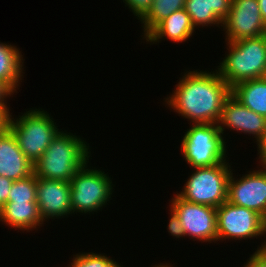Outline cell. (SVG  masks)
<instances>
[{
	"instance_id": "cell-15",
	"label": "cell",
	"mask_w": 266,
	"mask_h": 267,
	"mask_svg": "<svg viewBox=\"0 0 266 267\" xmlns=\"http://www.w3.org/2000/svg\"><path fill=\"white\" fill-rule=\"evenodd\" d=\"M233 0H186L184 9L191 18L195 29L202 26H217L222 28L227 18ZM197 27V28H196Z\"/></svg>"
},
{
	"instance_id": "cell-14",
	"label": "cell",
	"mask_w": 266,
	"mask_h": 267,
	"mask_svg": "<svg viewBox=\"0 0 266 267\" xmlns=\"http://www.w3.org/2000/svg\"><path fill=\"white\" fill-rule=\"evenodd\" d=\"M33 172V163L21 151L13 133L7 129L0 134V176L16 181Z\"/></svg>"
},
{
	"instance_id": "cell-1",
	"label": "cell",
	"mask_w": 266,
	"mask_h": 267,
	"mask_svg": "<svg viewBox=\"0 0 266 267\" xmlns=\"http://www.w3.org/2000/svg\"><path fill=\"white\" fill-rule=\"evenodd\" d=\"M174 90L165 97V104L193 124H218L224 102L231 95V87L217 70L186 71Z\"/></svg>"
},
{
	"instance_id": "cell-13",
	"label": "cell",
	"mask_w": 266,
	"mask_h": 267,
	"mask_svg": "<svg viewBox=\"0 0 266 267\" xmlns=\"http://www.w3.org/2000/svg\"><path fill=\"white\" fill-rule=\"evenodd\" d=\"M70 195L69 182L36 177L37 204L43 222L72 214Z\"/></svg>"
},
{
	"instance_id": "cell-26",
	"label": "cell",
	"mask_w": 266,
	"mask_h": 267,
	"mask_svg": "<svg viewBox=\"0 0 266 267\" xmlns=\"http://www.w3.org/2000/svg\"><path fill=\"white\" fill-rule=\"evenodd\" d=\"M13 180L0 176V209L7 203Z\"/></svg>"
},
{
	"instance_id": "cell-7",
	"label": "cell",
	"mask_w": 266,
	"mask_h": 267,
	"mask_svg": "<svg viewBox=\"0 0 266 267\" xmlns=\"http://www.w3.org/2000/svg\"><path fill=\"white\" fill-rule=\"evenodd\" d=\"M86 163L71 179V209L82 214H91L102 210L109 203L113 194L111 177L103 170ZM108 202V203H107Z\"/></svg>"
},
{
	"instance_id": "cell-23",
	"label": "cell",
	"mask_w": 266,
	"mask_h": 267,
	"mask_svg": "<svg viewBox=\"0 0 266 267\" xmlns=\"http://www.w3.org/2000/svg\"><path fill=\"white\" fill-rule=\"evenodd\" d=\"M123 2L140 21L151 9L153 0H123Z\"/></svg>"
},
{
	"instance_id": "cell-21",
	"label": "cell",
	"mask_w": 266,
	"mask_h": 267,
	"mask_svg": "<svg viewBox=\"0 0 266 267\" xmlns=\"http://www.w3.org/2000/svg\"><path fill=\"white\" fill-rule=\"evenodd\" d=\"M37 201L36 176L34 172L22 179L13 182L7 202Z\"/></svg>"
},
{
	"instance_id": "cell-19",
	"label": "cell",
	"mask_w": 266,
	"mask_h": 267,
	"mask_svg": "<svg viewBox=\"0 0 266 267\" xmlns=\"http://www.w3.org/2000/svg\"><path fill=\"white\" fill-rule=\"evenodd\" d=\"M231 94L251 111L266 118V77L237 83Z\"/></svg>"
},
{
	"instance_id": "cell-12",
	"label": "cell",
	"mask_w": 266,
	"mask_h": 267,
	"mask_svg": "<svg viewBox=\"0 0 266 267\" xmlns=\"http://www.w3.org/2000/svg\"><path fill=\"white\" fill-rule=\"evenodd\" d=\"M218 125L223 135L225 128L241 132V134L243 132L249 136L252 134L256 144L266 135V118L251 111L232 94L224 102Z\"/></svg>"
},
{
	"instance_id": "cell-25",
	"label": "cell",
	"mask_w": 266,
	"mask_h": 267,
	"mask_svg": "<svg viewBox=\"0 0 266 267\" xmlns=\"http://www.w3.org/2000/svg\"><path fill=\"white\" fill-rule=\"evenodd\" d=\"M243 267H266V252L263 249L256 250Z\"/></svg>"
},
{
	"instance_id": "cell-5",
	"label": "cell",
	"mask_w": 266,
	"mask_h": 267,
	"mask_svg": "<svg viewBox=\"0 0 266 267\" xmlns=\"http://www.w3.org/2000/svg\"><path fill=\"white\" fill-rule=\"evenodd\" d=\"M182 141V155L191 168L207 167L226 161L227 142L217 123L192 124ZM227 153V154H226Z\"/></svg>"
},
{
	"instance_id": "cell-3",
	"label": "cell",
	"mask_w": 266,
	"mask_h": 267,
	"mask_svg": "<svg viewBox=\"0 0 266 267\" xmlns=\"http://www.w3.org/2000/svg\"><path fill=\"white\" fill-rule=\"evenodd\" d=\"M227 55L217 66L221 78L232 88L237 83L266 77V36L226 42Z\"/></svg>"
},
{
	"instance_id": "cell-31",
	"label": "cell",
	"mask_w": 266,
	"mask_h": 267,
	"mask_svg": "<svg viewBox=\"0 0 266 267\" xmlns=\"http://www.w3.org/2000/svg\"><path fill=\"white\" fill-rule=\"evenodd\" d=\"M261 245V247L259 246V247H257V250H261V249H263L265 252H266V239L262 242V243H260Z\"/></svg>"
},
{
	"instance_id": "cell-18",
	"label": "cell",
	"mask_w": 266,
	"mask_h": 267,
	"mask_svg": "<svg viewBox=\"0 0 266 267\" xmlns=\"http://www.w3.org/2000/svg\"><path fill=\"white\" fill-rule=\"evenodd\" d=\"M17 46L0 42V81L17 93L24 76V60Z\"/></svg>"
},
{
	"instance_id": "cell-17",
	"label": "cell",
	"mask_w": 266,
	"mask_h": 267,
	"mask_svg": "<svg viewBox=\"0 0 266 267\" xmlns=\"http://www.w3.org/2000/svg\"><path fill=\"white\" fill-rule=\"evenodd\" d=\"M0 222L23 233L25 230H37L45 224L39 214L37 201L7 202L0 209Z\"/></svg>"
},
{
	"instance_id": "cell-6",
	"label": "cell",
	"mask_w": 266,
	"mask_h": 267,
	"mask_svg": "<svg viewBox=\"0 0 266 267\" xmlns=\"http://www.w3.org/2000/svg\"><path fill=\"white\" fill-rule=\"evenodd\" d=\"M193 169L183 190L177 193L180 198L215 208L227 201L228 180L233 171L228 161Z\"/></svg>"
},
{
	"instance_id": "cell-4",
	"label": "cell",
	"mask_w": 266,
	"mask_h": 267,
	"mask_svg": "<svg viewBox=\"0 0 266 267\" xmlns=\"http://www.w3.org/2000/svg\"><path fill=\"white\" fill-rule=\"evenodd\" d=\"M26 110L24 114L9 119L8 129L15 136L18 146L34 164L54 140L59 130L55 120L44 109Z\"/></svg>"
},
{
	"instance_id": "cell-8",
	"label": "cell",
	"mask_w": 266,
	"mask_h": 267,
	"mask_svg": "<svg viewBox=\"0 0 266 267\" xmlns=\"http://www.w3.org/2000/svg\"><path fill=\"white\" fill-rule=\"evenodd\" d=\"M217 211V242L226 239L252 240L266 237V220L258 213L245 207L229 203L221 204Z\"/></svg>"
},
{
	"instance_id": "cell-29",
	"label": "cell",
	"mask_w": 266,
	"mask_h": 267,
	"mask_svg": "<svg viewBox=\"0 0 266 267\" xmlns=\"http://www.w3.org/2000/svg\"><path fill=\"white\" fill-rule=\"evenodd\" d=\"M13 92L0 81V105H7V99L12 95Z\"/></svg>"
},
{
	"instance_id": "cell-20",
	"label": "cell",
	"mask_w": 266,
	"mask_h": 267,
	"mask_svg": "<svg viewBox=\"0 0 266 267\" xmlns=\"http://www.w3.org/2000/svg\"><path fill=\"white\" fill-rule=\"evenodd\" d=\"M186 0H153L151 9L140 20L143 24L144 38L165 18L173 12L184 9Z\"/></svg>"
},
{
	"instance_id": "cell-28",
	"label": "cell",
	"mask_w": 266,
	"mask_h": 267,
	"mask_svg": "<svg viewBox=\"0 0 266 267\" xmlns=\"http://www.w3.org/2000/svg\"><path fill=\"white\" fill-rule=\"evenodd\" d=\"M258 159L261 167L266 168V135L265 137L257 144Z\"/></svg>"
},
{
	"instance_id": "cell-10",
	"label": "cell",
	"mask_w": 266,
	"mask_h": 267,
	"mask_svg": "<svg viewBox=\"0 0 266 267\" xmlns=\"http://www.w3.org/2000/svg\"><path fill=\"white\" fill-rule=\"evenodd\" d=\"M261 168L247 171L240 179L235 178L231 172L227 201L253 210L266 220V168Z\"/></svg>"
},
{
	"instance_id": "cell-16",
	"label": "cell",
	"mask_w": 266,
	"mask_h": 267,
	"mask_svg": "<svg viewBox=\"0 0 266 267\" xmlns=\"http://www.w3.org/2000/svg\"><path fill=\"white\" fill-rule=\"evenodd\" d=\"M195 30L190 16L185 9H181L162 20L144 39L150 44L161 43V39L182 43L190 39Z\"/></svg>"
},
{
	"instance_id": "cell-32",
	"label": "cell",
	"mask_w": 266,
	"mask_h": 267,
	"mask_svg": "<svg viewBox=\"0 0 266 267\" xmlns=\"http://www.w3.org/2000/svg\"><path fill=\"white\" fill-rule=\"evenodd\" d=\"M152 267H173V266H171V265H169L168 263H160V264H158V265H153Z\"/></svg>"
},
{
	"instance_id": "cell-27",
	"label": "cell",
	"mask_w": 266,
	"mask_h": 267,
	"mask_svg": "<svg viewBox=\"0 0 266 267\" xmlns=\"http://www.w3.org/2000/svg\"><path fill=\"white\" fill-rule=\"evenodd\" d=\"M9 108L7 105H0V134L8 129L11 115Z\"/></svg>"
},
{
	"instance_id": "cell-9",
	"label": "cell",
	"mask_w": 266,
	"mask_h": 267,
	"mask_svg": "<svg viewBox=\"0 0 266 267\" xmlns=\"http://www.w3.org/2000/svg\"><path fill=\"white\" fill-rule=\"evenodd\" d=\"M170 200L172 209L179 217L186 237L194 241H217V211L215 207L188 202L177 194Z\"/></svg>"
},
{
	"instance_id": "cell-2",
	"label": "cell",
	"mask_w": 266,
	"mask_h": 267,
	"mask_svg": "<svg viewBox=\"0 0 266 267\" xmlns=\"http://www.w3.org/2000/svg\"><path fill=\"white\" fill-rule=\"evenodd\" d=\"M90 150L83 138L62 130L33 164L34 174L40 178L70 182L89 163Z\"/></svg>"
},
{
	"instance_id": "cell-22",
	"label": "cell",
	"mask_w": 266,
	"mask_h": 267,
	"mask_svg": "<svg viewBox=\"0 0 266 267\" xmlns=\"http://www.w3.org/2000/svg\"><path fill=\"white\" fill-rule=\"evenodd\" d=\"M71 264V265H70ZM68 267H123L121 264L112 260L109 256L105 254L98 253H79L73 255L72 262H70Z\"/></svg>"
},
{
	"instance_id": "cell-30",
	"label": "cell",
	"mask_w": 266,
	"mask_h": 267,
	"mask_svg": "<svg viewBox=\"0 0 266 267\" xmlns=\"http://www.w3.org/2000/svg\"><path fill=\"white\" fill-rule=\"evenodd\" d=\"M258 4L260 6V13L266 24V0H258Z\"/></svg>"
},
{
	"instance_id": "cell-11",
	"label": "cell",
	"mask_w": 266,
	"mask_h": 267,
	"mask_svg": "<svg viewBox=\"0 0 266 267\" xmlns=\"http://www.w3.org/2000/svg\"><path fill=\"white\" fill-rule=\"evenodd\" d=\"M222 27L226 42L265 35L266 24L260 13L258 0H233Z\"/></svg>"
},
{
	"instance_id": "cell-24",
	"label": "cell",
	"mask_w": 266,
	"mask_h": 267,
	"mask_svg": "<svg viewBox=\"0 0 266 267\" xmlns=\"http://www.w3.org/2000/svg\"><path fill=\"white\" fill-rule=\"evenodd\" d=\"M171 213V217L169 219V224H168V233L172 236H174L175 238H183L186 237V234L184 232L182 223L179 219V217L177 216V214L170 209L169 210Z\"/></svg>"
}]
</instances>
